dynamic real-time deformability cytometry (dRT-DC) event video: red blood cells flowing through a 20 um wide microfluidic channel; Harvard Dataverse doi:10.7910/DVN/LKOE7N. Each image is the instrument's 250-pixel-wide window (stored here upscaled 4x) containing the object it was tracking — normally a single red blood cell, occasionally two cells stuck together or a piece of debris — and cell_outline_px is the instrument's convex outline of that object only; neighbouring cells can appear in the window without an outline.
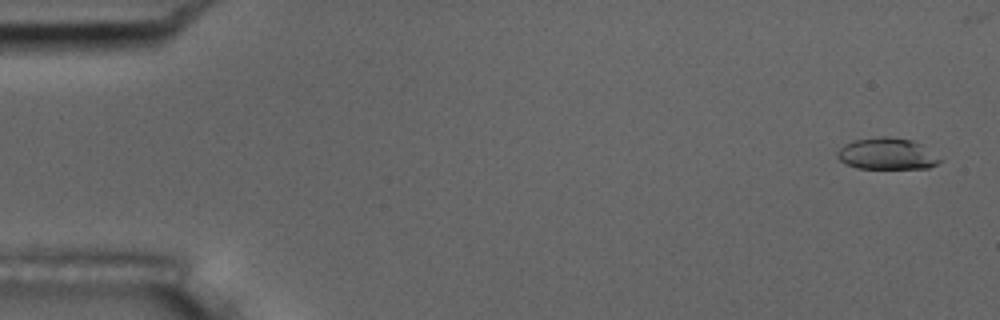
{"species": "common noctule bat (a hibernating species)", "species_latin": "Nyctalus noctula", "temperature_condition": "room temperature", "stored_images_in_passage": 19, "camera_frame_rate_fps": 3000, "um_per_image_px": 0.085, "animal": {"sex": "male", "body_mass_g": 17.5, "forearm_length_mm": 52.3}, "frame": {"image": 1, "passage_image": 3, "time_ms": 0.667, "image_size_px": [1000, 320], "cell_outline_px": [[940, 160], [936, 164], [928, 168], [856, 168], [844, 164], [836, 156], [836, 152], [844, 144], [852, 140], [880, 136], [888, 136], [912, 140], [920, 144]], "centroid_in_image_um": [75.29, 13.06], "position_along_channel_um": 9.7, "area_um2": 18.67}}
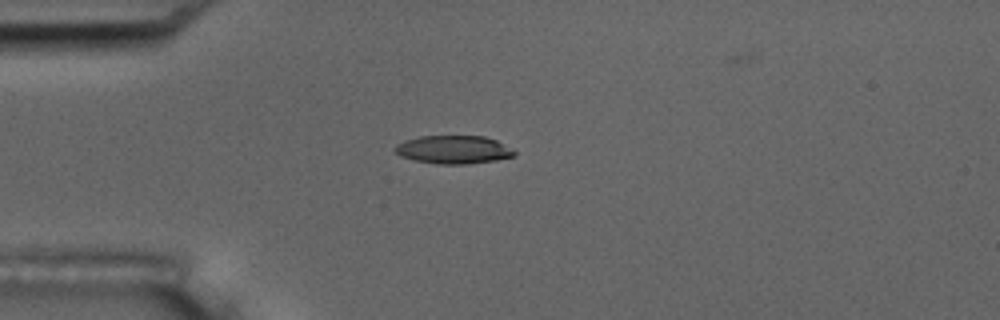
{"frame": {"image": 2, "passage_image": 16, "time_ms": 5.0, "image_size_px": [1000, 320], "cell_outline_px": [[516, 156], [496, 160], [468, 164], [436, 164], [416, 160], [400, 156], [392, 148], [396, 144], [404, 140], [420, 136], [484, 136], [496, 140], [516, 152]], "centroid_in_image_um": [38.52, 12.72], "position_along_channel_um": 46.5, "area_um2": 19.65}}